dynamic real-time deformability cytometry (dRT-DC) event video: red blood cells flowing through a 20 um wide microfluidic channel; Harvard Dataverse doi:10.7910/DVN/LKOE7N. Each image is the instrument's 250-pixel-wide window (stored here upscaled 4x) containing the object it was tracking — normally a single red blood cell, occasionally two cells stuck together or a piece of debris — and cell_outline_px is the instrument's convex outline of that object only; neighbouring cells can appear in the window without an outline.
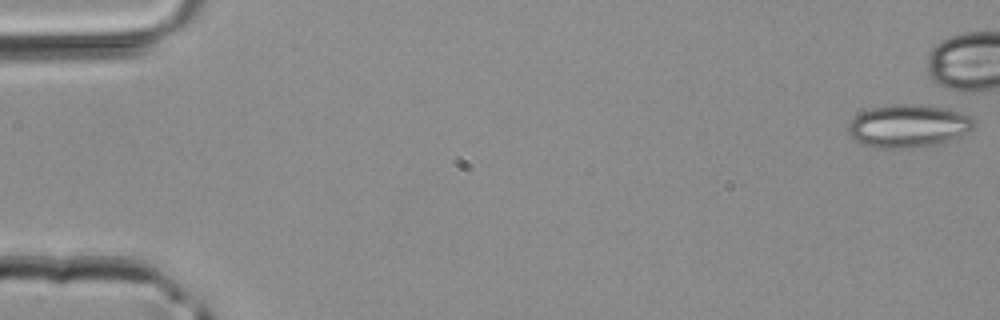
{"species": "common noctule bat (a hibernating species)", "species_latin": "Nyctalus noctula", "temperature_condition": "room temperature", "stored_images_in_passage": 5, "camera_frame_rate_fps": 3000, "um_per_image_px": 0.085, "animal": {"sex": "male", "body_mass_g": 20.4}, "frame": {"image": 1, "passage_image": 1, "time_ms": 0.0, "image_size_px": [1000, 320], "cell_outline_px": [[976, 124], [968, 132], [948, 140], [936, 144], [904, 148], [876, 148], [860, 144], [848, 132], [848, 124], [860, 112], [872, 108], [892, 104], [924, 104], [948, 108], [972, 116], [976, 120]], "centroid_in_image_um": [77.22, 10.69], "position_along_channel_um": 7.8, "area_um2": 31.56}}